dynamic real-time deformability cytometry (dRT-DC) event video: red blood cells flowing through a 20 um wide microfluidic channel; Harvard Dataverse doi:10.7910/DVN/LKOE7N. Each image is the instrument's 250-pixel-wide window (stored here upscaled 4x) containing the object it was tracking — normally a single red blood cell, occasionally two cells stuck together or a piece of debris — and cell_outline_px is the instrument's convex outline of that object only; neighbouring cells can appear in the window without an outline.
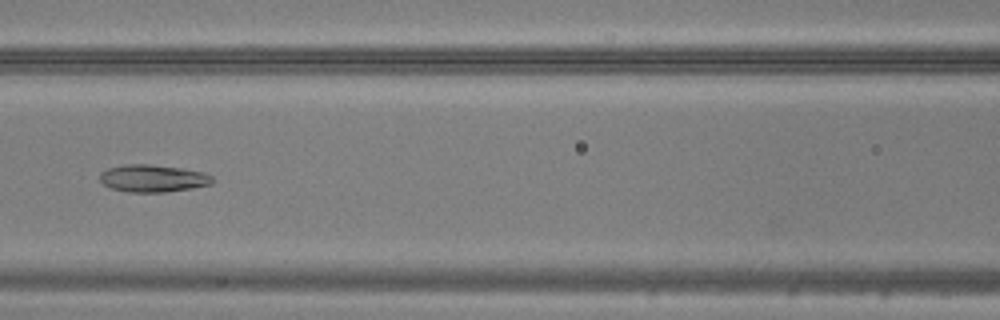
{"species": "common noctule bat (a hibernating species)", "species_latin": "Nyctalus noctula", "temperature_condition": "warm", "stored_images_in_passage": 30, "camera_frame_rate_fps": 3000, "um_per_image_px": 0.085, "animal": {"sex": "male", "body_mass_g": 20.5, "forearm_length_mm": 52.5}, "frame": {"image": 1, "passage_image": 10, "time_ms": 3.0, "image_size_px": [1000, 320], "cell_outline_px": [[212, 184], [192, 188], [164, 192], [128, 192], [112, 188], [104, 184], [100, 180], [100, 172], [108, 168], [124, 164], [152, 164], [180, 168], [200, 172], [212, 176]], "centroid_in_image_um": [12.96, 15.15], "position_along_channel_um": 153.6, "area_um2": 17.8}}
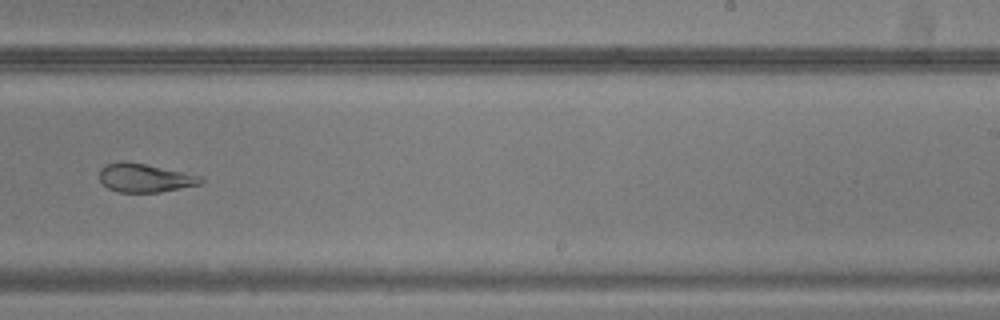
{"frame": {"image": 2, "passage_image": 19, "time_ms": 6.0, "image_size_px": [1000, 320], "cell_outline_px": [[204, 180], [200, 184], [160, 192], [116, 192], [108, 188], [100, 180], [100, 168], [104, 164], [124, 160], [144, 164], [200, 176]], "centroid_in_image_um": [12.25, 15.12], "position_along_channel_um": 276.8, "area_um2": 16.7}}
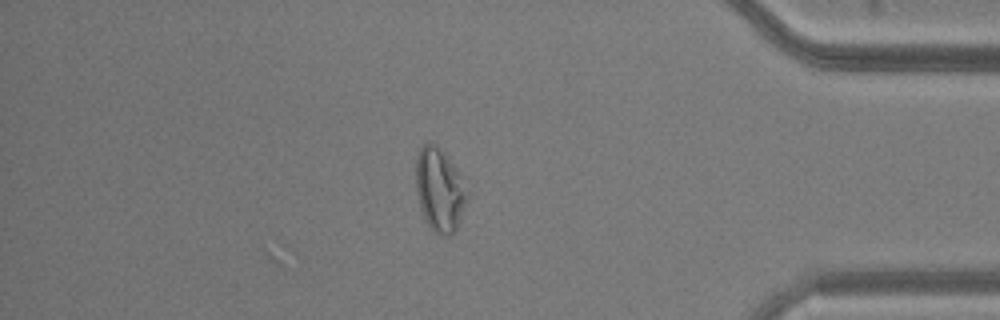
{"frame": {"image": 3, "passage_image": 30, "time_ms": 9.667, "image_size_px": [1000, 320], "cell_outline_px": [[468, 200], [456, 232], [448, 236], [444, 236], [436, 232], [428, 224], [420, 208], [416, 192], [416, 156], [420, 148], [428, 140], [436, 144], [460, 172], [468, 192]], "centroid_in_image_um": [37.38, 16.13], "position_along_channel_um": 397.8, "area_um2": 25.2}}